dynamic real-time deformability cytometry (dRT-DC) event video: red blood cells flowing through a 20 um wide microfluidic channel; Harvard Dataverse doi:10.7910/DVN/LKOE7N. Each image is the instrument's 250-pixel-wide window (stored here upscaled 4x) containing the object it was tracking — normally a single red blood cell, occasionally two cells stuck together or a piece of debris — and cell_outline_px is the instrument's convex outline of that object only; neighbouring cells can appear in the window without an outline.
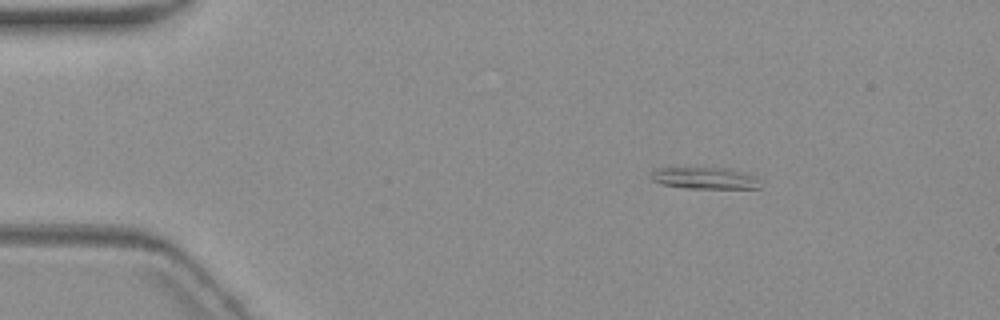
{"species": "common noctule bat (a hibernating species)", "species_latin": "Nyctalus noctula", "temperature_condition": "warm", "stored_images_in_passage": 7, "camera_frame_rate_fps": 3000, "um_per_image_px": 0.085, "animal": {"sex": "female", "body_mass_g": 19.3, "forearm_length_mm": 54.1}, "frame": {"image": 1, "passage_image": 2, "time_ms": 1.333, "image_size_px": [1000, 320], "cell_outline_px": [[760, 188], [684, 188], [664, 184], [652, 180], [652, 172], [656, 168], [732, 168], [756, 176]], "centroid_in_image_um": [59.94, 15.13], "position_along_channel_um": 25.1, "area_um2": 13.64}}
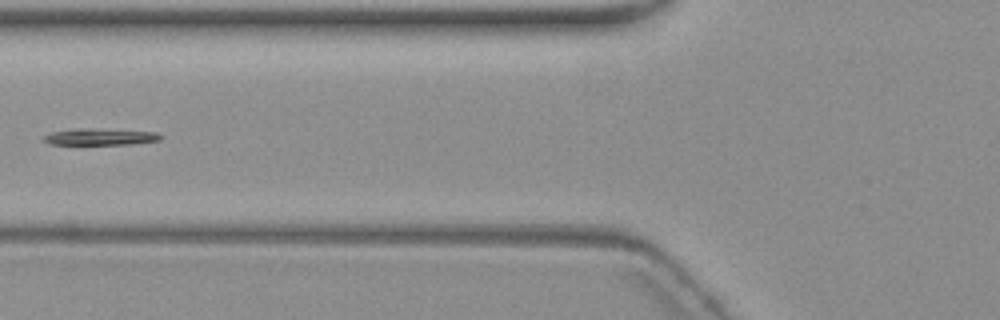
{"frame": {"image": 2, "passage_image": 5, "time_ms": 6.0, "image_size_px": [1000, 320], "cell_outline_px": [[164, 136], [160, 140], [132, 144], [48, 144], [40, 140], [44, 136], [52, 132], [76, 128], [88, 128], [156, 132]], "centroid_in_image_um": [8.49, 11.63], "position_along_channel_um": 117.3, "area_um2": 11.33}}
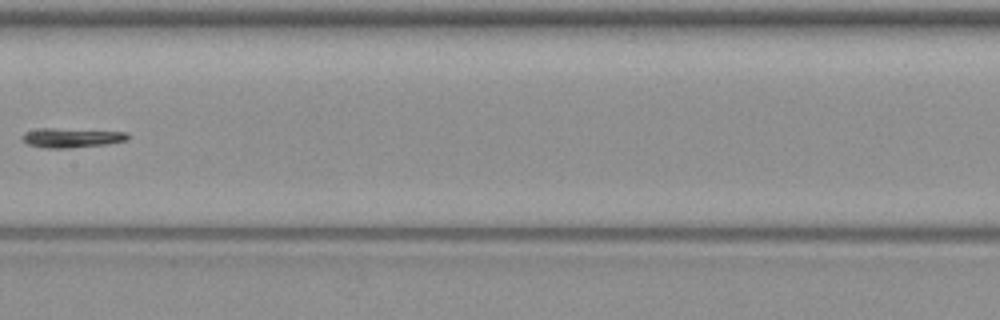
{"frame": {"image": 3, "passage_image": 7, "time_ms": 8.333, "image_size_px": [1000, 320], "cell_outline_px": [[128, 140], [108, 144], [68, 148], [44, 148], [28, 144], [20, 140], [20, 136], [24, 132], [36, 128], [52, 128], [128, 132]], "centroid_in_image_um": [6.02, 11.71], "position_along_channel_um": 201.4, "area_um2": 12.14}}